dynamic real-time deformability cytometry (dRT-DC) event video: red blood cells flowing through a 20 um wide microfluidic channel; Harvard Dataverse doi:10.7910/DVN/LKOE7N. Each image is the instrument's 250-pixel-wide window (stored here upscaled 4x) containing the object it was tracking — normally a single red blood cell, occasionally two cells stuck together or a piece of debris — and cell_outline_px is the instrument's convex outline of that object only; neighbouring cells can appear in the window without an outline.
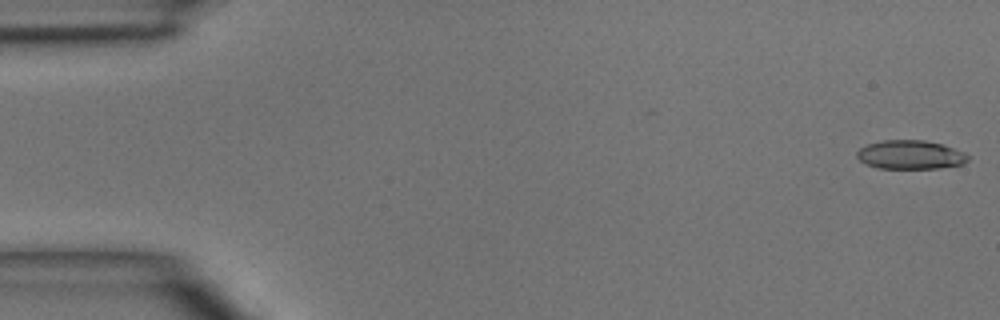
{"species": "common noctule bat (a hibernating species)", "species_latin": "Nyctalus noctula", "temperature_condition": "room temperature", "stored_images_in_passage": 6, "camera_frame_rate_fps": 3000, "um_per_image_px": 0.085, "animal": {"sex": "male", "body_mass_g": 15.6}, "frame": {"image": 1, "passage_image": 1, "time_ms": 0.0, "image_size_px": [1000, 320], "cell_outline_px": [[972, 156], [964, 164], [940, 168], [880, 168], [868, 164], [860, 160], [856, 156], [856, 152], [860, 148], [868, 144], [884, 140], [924, 140], [940, 144], [964, 152]], "centroid_in_image_um": [77.42, 13.15], "position_along_channel_um": 7.6, "area_um2": 18.55}}
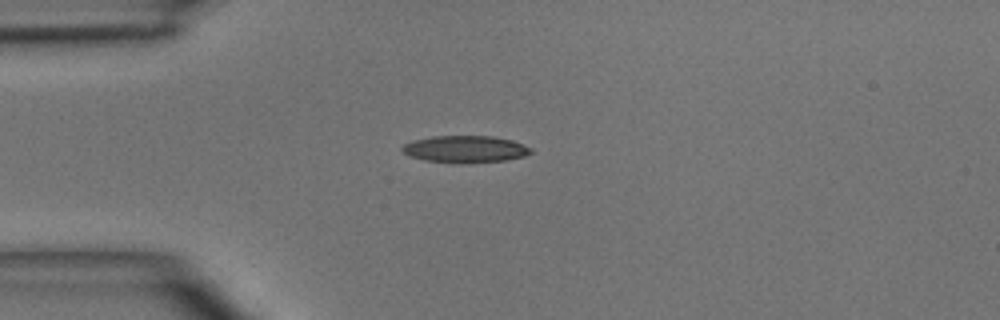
{"frame": {"image": 2, "passage_image": 4, "time_ms": 3.667, "image_size_px": [1000, 320], "cell_outline_px": [[532, 152], [524, 156], [508, 160], [424, 160], [408, 156], [400, 148], [404, 144], [412, 140], [432, 136], [492, 136], [512, 140], [532, 148]], "centroid_in_image_um": [39.53, 12.62], "position_along_channel_um": 45.5, "area_um2": 19.25}}
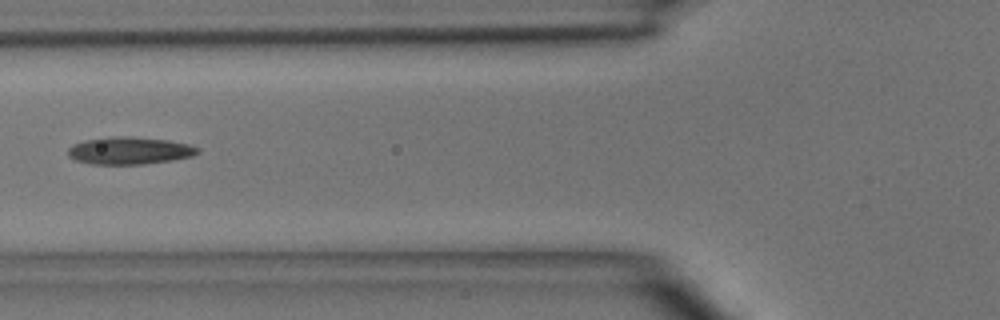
{"frame": {"image": 3, "passage_image": 6, "time_ms": 5.667, "image_size_px": [1000, 320], "cell_outline_px": [[200, 152], [192, 156], [172, 160], [144, 164], [92, 164], [76, 160], [68, 156], [68, 148], [72, 144], [84, 140], [112, 136], [132, 136], [168, 140], [188, 144], [200, 148]], "centroid_in_image_um": [11.0, 12.79], "position_along_channel_um": 114.8, "area_um2": 20.81}}